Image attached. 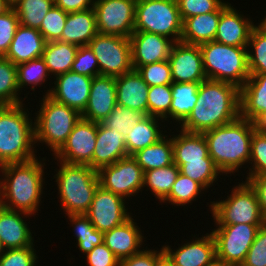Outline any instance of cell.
<instances>
[{"label":"cell","instance_id":"obj_1","mask_svg":"<svg viewBox=\"0 0 266 266\" xmlns=\"http://www.w3.org/2000/svg\"><path fill=\"white\" fill-rule=\"evenodd\" d=\"M240 116V89L230 83L206 79L187 119L179 126L192 133H204Z\"/></svg>","mask_w":266,"mask_h":266},{"label":"cell","instance_id":"obj_2","mask_svg":"<svg viewBox=\"0 0 266 266\" xmlns=\"http://www.w3.org/2000/svg\"><path fill=\"white\" fill-rule=\"evenodd\" d=\"M38 157L0 167V205L35 216L44 189L45 159ZM43 162H42V161ZM3 176V178H2ZM44 182V183H43Z\"/></svg>","mask_w":266,"mask_h":266},{"label":"cell","instance_id":"obj_3","mask_svg":"<svg viewBox=\"0 0 266 266\" xmlns=\"http://www.w3.org/2000/svg\"><path fill=\"white\" fill-rule=\"evenodd\" d=\"M260 125L239 116L234 121L203 133L209 156L222 174H234L249 163L251 138Z\"/></svg>","mask_w":266,"mask_h":266},{"label":"cell","instance_id":"obj_4","mask_svg":"<svg viewBox=\"0 0 266 266\" xmlns=\"http://www.w3.org/2000/svg\"><path fill=\"white\" fill-rule=\"evenodd\" d=\"M24 105H0V167L37 157L34 122Z\"/></svg>","mask_w":266,"mask_h":266},{"label":"cell","instance_id":"obj_5","mask_svg":"<svg viewBox=\"0 0 266 266\" xmlns=\"http://www.w3.org/2000/svg\"><path fill=\"white\" fill-rule=\"evenodd\" d=\"M57 162L54 178L64 214H86L100 185L98 171L85 164Z\"/></svg>","mask_w":266,"mask_h":266},{"label":"cell","instance_id":"obj_6","mask_svg":"<svg viewBox=\"0 0 266 266\" xmlns=\"http://www.w3.org/2000/svg\"><path fill=\"white\" fill-rule=\"evenodd\" d=\"M207 79L227 82L239 89L250 77L247 47L225 45L215 40L200 44Z\"/></svg>","mask_w":266,"mask_h":266},{"label":"cell","instance_id":"obj_7","mask_svg":"<svg viewBox=\"0 0 266 266\" xmlns=\"http://www.w3.org/2000/svg\"><path fill=\"white\" fill-rule=\"evenodd\" d=\"M41 99L40 109L34 118L35 143H44L54 155L66 142L82 115L76 109L60 104L48 95H43Z\"/></svg>","mask_w":266,"mask_h":266},{"label":"cell","instance_id":"obj_8","mask_svg":"<svg viewBox=\"0 0 266 266\" xmlns=\"http://www.w3.org/2000/svg\"><path fill=\"white\" fill-rule=\"evenodd\" d=\"M215 225L264 224V216L254 188L245 180L232 188L224 200L210 201Z\"/></svg>","mask_w":266,"mask_h":266},{"label":"cell","instance_id":"obj_9","mask_svg":"<svg viewBox=\"0 0 266 266\" xmlns=\"http://www.w3.org/2000/svg\"><path fill=\"white\" fill-rule=\"evenodd\" d=\"M134 31L160 34L180 42L183 21L176 0H146L136 3Z\"/></svg>","mask_w":266,"mask_h":266},{"label":"cell","instance_id":"obj_10","mask_svg":"<svg viewBox=\"0 0 266 266\" xmlns=\"http://www.w3.org/2000/svg\"><path fill=\"white\" fill-rule=\"evenodd\" d=\"M262 225H216V229L210 231L215 241L216 257L226 266H240Z\"/></svg>","mask_w":266,"mask_h":266},{"label":"cell","instance_id":"obj_11","mask_svg":"<svg viewBox=\"0 0 266 266\" xmlns=\"http://www.w3.org/2000/svg\"><path fill=\"white\" fill-rule=\"evenodd\" d=\"M88 46L97 58L100 75L117 77L133 70L130 38L97 33Z\"/></svg>","mask_w":266,"mask_h":266},{"label":"cell","instance_id":"obj_12","mask_svg":"<svg viewBox=\"0 0 266 266\" xmlns=\"http://www.w3.org/2000/svg\"><path fill=\"white\" fill-rule=\"evenodd\" d=\"M136 3L135 0H94L98 33L129 38L134 32Z\"/></svg>","mask_w":266,"mask_h":266},{"label":"cell","instance_id":"obj_13","mask_svg":"<svg viewBox=\"0 0 266 266\" xmlns=\"http://www.w3.org/2000/svg\"><path fill=\"white\" fill-rule=\"evenodd\" d=\"M100 185L125 199L142 192L144 171L132 156H126L98 171Z\"/></svg>","mask_w":266,"mask_h":266},{"label":"cell","instance_id":"obj_14","mask_svg":"<svg viewBox=\"0 0 266 266\" xmlns=\"http://www.w3.org/2000/svg\"><path fill=\"white\" fill-rule=\"evenodd\" d=\"M127 211L125 198L99 185L85 215L98 231L105 233L128 220L132 213Z\"/></svg>","mask_w":266,"mask_h":266},{"label":"cell","instance_id":"obj_15","mask_svg":"<svg viewBox=\"0 0 266 266\" xmlns=\"http://www.w3.org/2000/svg\"><path fill=\"white\" fill-rule=\"evenodd\" d=\"M97 137V122L80 119L63 146L53 155L57 161L85 164L92 168V156Z\"/></svg>","mask_w":266,"mask_h":266},{"label":"cell","instance_id":"obj_16","mask_svg":"<svg viewBox=\"0 0 266 266\" xmlns=\"http://www.w3.org/2000/svg\"><path fill=\"white\" fill-rule=\"evenodd\" d=\"M92 79V77L68 71L54 78V88L48 89L44 96L48 95L54 101L82 113L88 103Z\"/></svg>","mask_w":266,"mask_h":266},{"label":"cell","instance_id":"obj_17","mask_svg":"<svg viewBox=\"0 0 266 266\" xmlns=\"http://www.w3.org/2000/svg\"><path fill=\"white\" fill-rule=\"evenodd\" d=\"M168 61L173 82L201 83L207 79L199 45L175 42Z\"/></svg>","mask_w":266,"mask_h":266},{"label":"cell","instance_id":"obj_18","mask_svg":"<svg viewBox=\"0 0 266 266\" xmlns=\"http://www.w3.org/2000/svg\"><path fill=\"white\" fill-rule=\"evenodd\" d=\"M129 38L134 70L143 65L168 60L175 43L166 36L145 31H134Z\"/></svg>","mask_w":266,"mask_h":266},{"label":"cell","instance_id":"obj_19","mask_svg":"<svg viewBox=\"0 0 266 266\" xmlns=\"http://www.w3.org/2000/svg\"><path fill=\"white\" fill-rule=\"evenodd\" d=\"M178 246L173 250L171 246H162L165 259L171 266H205L216 258L215 241L211 233ZM175 251V252H174Z\"/></svg>","mask_w":266,"mask_h":266},{"label":"cell","instance_id":"obj_20","mask_svg":"<svg viewBox=\"0 0 266 266\" xmlns=\"http://www.w3.org/2000/svg\"><path fill=\"white\" fill-rule=\"evenodd\" d=\"M117 105L116 81L112 76H96L92 79L90 96L82 119L102 122Z\"/></svg>","mask_w":266,"mask_h":266},{"label":"cell","instance_id":"obj_21","mask_svg":"<svg viewBox=\"0 0 266 266\" xmlns=\"http://www.w3.org/2000/svg\"><path fill=\"white\" fill-rule=\"evenodd\" d=\"M240 116L266 125V74H250L240 88Z\"/></svg>","mask_w":266,"mask_h":266},{"label":"cell","instance_id":"obj_22","mask_svg":"<svg viewBox=\"0 0 266 266\" xmlns=\"http://www.w3.org/2000/svg\"><path fill=\"white\" fill-rule=\"evenodd\" d=\"M253 21L229 4L220 14L215 41L230 46L247 47Z\"/></svg>","mask_w":266,"mask_h":266},{"label":"cell","instance_id":"obj_23","mask_svg":"<svg viewBox=\"0 0 266 266\" xmlns=\"http://www.w3.org/2000/svg\"><path fill=\"white\" fill-rule=\"evenodd\" d=\"M131 216L123 224L103 233V243L121 261L138 252L143 246L145 239L142 230Z\"/></svg>","mask_w":266,"mask_h":266},{"label":"cell","instance_id":"obj_24","mask_svg":"<svg viewBox=\"0 0 266 266\" xmlns=\"http://www.w3.org/2000/svg\"><path fill=\"white\" fill-rule=\"evenodd\" d=\"M28 215L32 216L0 205V240L6 250L30 247L35 244L32 230L24 220L25 217L29 218Z\"/></svg>","mask_w":266,"mask_h":266},{"label":"cell","instance_id":"obj_25","mask_svg":"<svg viewBox=\"0 0 266 266\" xmlns=\"http://www.w3.org/2000/svg\"><path fill=\"white\" fill-rule=\"evenodd\" d=\"M125 136L115 130L97 123V137L92 156V169L99 171L102 167L112 165L128 156Z\"/></svg>","mask_w":266,"mask_h":266},{"label":"cell","instance_id":"obj_26","mask_svg":"<svg viewBox=\"0 0 266 266\" xmlns=\"http://www.w3.org/2000/svg\"><path fill=\"white\" fill-rule=\"evenodd\" d=\"M117 104L148 115L149 86L137 70L115 77Z\"/></svg>","mask_w":266,"mask_h":266},{"label":"cell","instance_id":"obj_27","mask_svg":"<svg viewBox=\"0 0 266 266\" xmlns=\"http://www.w3.org/2000/svg\"><path fill=\"white\" fill-rule=\"evenodd\" d=\"M45 43L38 29L19 25L4 57L15 65L40 58L43 55Z\"/></svg>","mask_w":266,"mask_h":266},{"label":"cell","instance_id":"obj_28","mask_svg":"<svg viewBox=\"0 0 266 266\" xmlns=\"http://www.w3.org/2000/svg\"><path fill=\"white\" fill-rule=\"evenodd\" d=\"M225 2L217 11L186 18L180 42L200 45L214 40L221 12L229 5Z\"/></svg>","mask_w":266,"mask_h":266},{"label":"cell","instance_id":"obj_29","mask_svg":"<svg viewBox=\"0 0 266 266\" xmlns=\"http://www.w3.org/2000/svg\"><path fill=\"white\" fill-rule=\"evenodd\" d=\"M98 33L94 8L67 14L61 35V42L76 46H88L91 39Z\"/></svg>","mask_w":266,"mask_h":266},{"label":"cell","instance_id":"obj_30","mask_svg":"<svg viewBox=\"0 0 266 266\" xmlns=\"http://www.w3.org/2000/svg\"><path fill=\"white\" fill-rule=\"evenodd\" d=\"M178 131L180 133L172 137L174 164L180 167L185 161H202L209 155L203 133H192L182 129Z\"/></svg>","mask_w":266,"mask_h":266},{"label":"cell","instance_id":"obj_31","mask_svg":"<svg viewBox=\"0 0 266 266\" xmlns=\"http://www.w3.org/2000/svg\"><path fill=\"white\" fill-rule=\"evenodd\" d=\"M160 123H159V122ZM165 122L162 118L148 115L142 121L134 125L133 128H127L126 148L128 156H132L134 153L138 152L156 143L165 134L159 127ZM160 125V126H159Z\"/></svg>","mask_w":266,"mask_h":266},{"label":"cell","instance_id":"obj_32","mask_svg":"<svg viewBox=\"0 0 266 266\" xmlns=\"http://www.w3.org/2000/svg\"><path fill=\"white\" fill-rule=\"evenodd\" d=\"M132 157L144 172L169 166L174 163L172 137L164 135L156 143L134 153Z\"/></svg>","mask_w":266,"mask_h":266},{"label":"cell","instance_id":"obj_33","mask_svg":"<svg viewBox=\"0 0 266 266\" xmlns=\"http://www.w3.org/2000/svg\"><path fill=\"white\" fill-rule=\"evenodd\" d=\"M79 46L67 42H46L42 58L49 74L55 78L71 70Z\"/></svg>","mask_w":266,"mask_h":266},{"label":"cell","instance_id":"obj_34","mask_svg":"<svg viewBox=\"0 0 266 266\" xmlns=\"http://www.w3.org/2000/svg\"><path fill=\"white\" fill-rule=\"evenodd\" d=\"M200 83L195 82H173L172 102L170 107V119L181 125L191 113L198 98Z\"/></svg>","mask_w":266,"mask_h":266},{"label":"cell","instance_id":"obj_35","mask_svg":"<svg viewBox=\"0 0 266 266\" xmlns=\"http://www.w3.org/2000/svg\"><path fill=\"white\" fill-rule=\"evenodd\" d=\"M179 167L171 164L166 167L144 172V187H148L160 203L170 194L172 185L179 175Z\"/></svg>","mask_w":266,"mask_h":266},{"label":"cell","instance_id":"obj_36","mask_svg":"<svg viewBox=\"0 0 266 266\" xmlns=\"http://www.w3.org/2000/svg\"><path fill=\"white\" fill-rule=\"evenodd\" d=\"M54 5V0L12 1V7L17 13L20 25L38 30L43 18Z\"/></svg>","mask_w":266,"mask_h":266},{"label":"cell","instance_id":"obj_37","mask_svg":"<svg viewBox=\"0 0 266 266\" xmlns=\"http://www.w3.org/2000/svg\"><path fill=\"white\" fill-rule=\"evenodd\" d=\"M17 84V67L9 59L0 56V105H17L24 101L20 99Z\"/></svg>","mask_w":266,"mask_h":266},{"label":"cell","instance_id":"obj_38","mask_svg":"<svg viewBox=\"0 0 266 266\" xmlns=\"http://www.w3.org/2000/svg\"><path fill=\"white\" fill-rule=\"evenodd\" d=\"M179 170L183 175L198 182L205 190L212 187L222 174L209 155L202 161H185Z\"/></svg>","mask_w":266,"mask_h":266},{"label":"cell","instance_id":"obj_39","mask_svg":"<svg viewBox=\"0 0 266 266\" xmlns=\"http://www.w3.org/2000/svg\"><path fill=\"white\" fill-rule=\"evenodd\" d=\"M16 67L19 91L29 85L34 92L36 86H42L51 76L42 57L20 63Z\"/></svg>","mask_w":266,"mask_h":266},{"label":"cell","instance_id":"obj_40","mask_svg":"<svg viewBox=\"0 0 266 266\" xmlns=\"http://www.w3.org/2000/svg\"><path fill=\"white\" fill-rule=\"evenodd\" d=\"M205 189L196 181L179 172L176 181L172 185L170 194L161 203H171L173 206H185L196 201L197 196Z\"/></svg>","mask_w":266,"mask_h":266},{"label":"cell","instance_id":"obj_41","mask_svg":"<svg viewBox=\"0 0 266 266\" xmlns=\"http://www.w3.org/2000/svg\"><path fill=\"white\" fill-rule=\"evenodd\" d=\"M148 115L141 110H132L127 107L116 105L107 118L101 123L111 130L126 136L127 128H133L138 122L142 121Z\"/></svg>","mask_w":266,"mask_h":266},{"label":"cell","instance_id":"obj_42","mask_svg":"<svg viewBox=\"0 0 266 266\" xmlns=\"http://www.w3.org/2000/svg\"><path fill=\"white\" fill-rule=\"evenodd\" d=\"M247 57L250 74H266V35L256 27L252 29L250 34Z\"/></svg>","mask_w":266,"mask_h":266},{"label":"cell","instance_id":"obj_43","mask_svg":"<svg viewBox=\"0 0 266 266\" xmlns=\"http://www.w3.org/2000/svg\"><path fill=\"white\" fill-rule=\"evenodd\" d=\"M246 181L252 176L266 175V126L260 125L251 138V154Z\"/></svg>","mask_w":266,"mask_h":266},{"label":"cell","instance_id":"obj_44","mask_svg":"<svg viewBox=\"0 0 266 266\" xmlns=\"http://www.w3.org/2000/svg\"><path fill=\"white\" fill-rule=\"evenodd\" d=\"M172 88L168 85H155L148 91V115L156 116L167 121L170 118Z\"/></svg>","mask_w":266,"mask_h":266},{"label":"cell","instance_id":"obj_45","mask_svg":"<svg viewBox=\"0 0 266 266\" xmlns=\"http://www.w3.org/2000/svg\"><path fill=\"white\" fill-rule=\"evenodd\" d=\"M67 14L55 5L48 11L39 28L46 42L59 41L61 39Z\"/></svg>","mask_w":266,"mask_h":266},{"label":"cell","instance_id":"obj_46","mask_svg":"<svg viewBox=\"0 0 266 266\" xmlns=\"http://www.w3.org/2000/svg\"><path fill=\"white\" fill-rule=\"evenodd\" d=\"M137 71L149 87L173 83L168 60L140 66Z\"/></svg>","mask_w":266,"mask_h":266},{"label":"cell","instance_id":"obj_47","mask_svg":"<svg viewBox=\"0 0 266 266\" xmlns=\"http://www.w3.org/2000/svg\"><path fill=\"white\" fill-rule=\"evenodd\" d=\"M70 71L92 78L100 76L97 58L89 46H79Z\"/></svg>","mask_w":266,"mask_h":266},{"label":"cell","instance_id":"obj_48","mask_svg":"<svg viewBox=\"0 0 266 266\" xmlns=\"http://www.w3.org/2000/svg\"><path fill=\"white\" fill-rule=\"evenodd\" d=\"M182 21L200 14L217 11L223 0H176Z\"/></svg>","mask_w":266,"mask_h":266},{"label":"cell","instance_id":"obj_49","mask_svg":"<svg viewBox=\"0 0 266 266\" xmlns=\"http://www.w3.org/2000/svg\"><path fill=\"white\" fill-rule=\"evenodd\" d=\"M20 22L13 7L0 15V56H5Z\"/></svg>","mask_w":266,"mask_h":266},{"label":"cell","instance_id":"obj_50","mask_svg":"<svg viewBox=\"0 0 266 266\" xmlns=\"http://www.w3.org/2000/svg\"><path fill=\"white\" fill-rule=\"evenodd\" d=\"M34 246L5 250L0 257V266H36L38 257Z\"/></svg>","mask_w":266,"mask_h":266},{"label":"cell","instance_id":"obj_51","mask_svg":"<svg viewBox=\"0 0 266 266\" xmlns=\"http://www.w3.org/2000/svg\"><path fill=\"white\" fill-rule=\"evenodd\" d=\"M240 266H266V225H262Z\"/></svg>","mask_w":266,"mask_h":266},{"label":"cell","instance_id":"obj_52","mask_svg":"<svg viewBox=\"0 0 266 266\" xmlns=\"http://www.w3.org/2000/svg\"><path fill=\"white\" fill-rule=\"evenodd\" d=\"M145 249L143 247L140 252L121 260L120 266H157L165 258L163 247L160 251Z\"/></svg>","mask_w":266,"mask_h":266},{"label":"cell","instance_id":"obj_53","mask_svg":"<svg viewBox=\"0 0 266 266\" xmlns=\"http://www.w3.org/2000/svg\"><path fill=\"white\" fill-rule=\"evenodd\" d=\"M85 259L88 266H120V261L104 243L95 246Z\"/></svg>","mask_w":266,"mask_h":266},{"label":"cell","instance_id":"obj_54","mask_svg":"<svg viewBox=\"0 0 266 266\" xmlns=\"http://www.w3.org/2000/svg\"><path fill=\"white\" fill-rule=\"evenodd\" d=\"M67 217L71 226H73L72 230H74V237H76L77 240L80 236L91 235L96 229L85 214L68 215Z\"/></svg>","mask_w":266,"mask_h":266},{"label":"cell","instance_id":"obj_55","mask_svg":"<svg viewBox=\"0 0 266 266\" xmlns=\"http://www.w3.org/2000/svg\"><path fill=\"white\" fill-rule=\"evenodd\" d=\"M247 181L254 188L258 197L260 210L263 216L265 217L266 216V175L252 176Z\"/></svg>","mask_w":266,"mask_h":266},{"label":"cell","instance_id":"obj_56","mask_svg":"<svg viewBox=\"0 0 266 266\" xmlns=\"http://www.w3.org/2000/svg\"><path fill=\"white\" fill-rule=\"evenodd\" d=\"M55 6L66 13L78 12L93 8L94 0H54Z\"/></svg>","mask_w":266,"mask_h":266},{"label":"cell","instance_id":"obj_57","mask_svg":"<svg viewBox=\"0 0 266 266\" xmlns=\"http://www.w3.org/2000/svg\"><path fill=\"white\" fill-rule=\"evenodd\" d=\"M103 243V233L95 229L91 235L80 236L77 247L84 254L89 253L95 246Z\"/></svg>","mask_w":266,"mask_h":266},{"label":"cell","instance_id":"obj_58","mask_svg":"<svg viewBox=\"0 0 266 266\" xmlns=\"http://www.w3.org/2000/svg\"><path fill=\"white\" fill-rule=\"evenodd\" d=\"M12 7L11 0H0V15L7 12Z\"/></svg>","mask_w":266,"mask_h":266},{"label":"cell","instance_id":"obj_59","mask_svg":"<svg viewBox=\"0 0 266 266\" xmlns=\"http://www.w3.org/2000/svg\"><path fill=\"white\" fill-rule=\"evenodd\" d=\"M258 25H255V27L262 32L264 35H266V17H264V19H262V21L260 20V23H256Z\"/></svg>","mask_w":266,"mask_h":266},{"label":"cell","instance_id":"obj_60","mask_svg":"<svg viewBox=\"0 0 266 266\" xmlns=\"http://www.w3.org/2000/svg\"><path fill=\"white\" fill-rule=\"evenodd\" d=\"M205 266H226L221 260H219L217 257L212 260L210 263H208Z\"/></svg>","mask_w":266,"mask_h":266},{"label":"cell","instance_id":"obj_61","mask_svg":"<svg viewBox=\"0 0 266 266\" xmlns=\"http://www.w3.org/2000/svg\"><path fill=\"white\" fill-rule=\"evenodd\" d=\"M157 266H171V264L164 258Z\"/></svg>","mask_w":266,"mask_h":266},{"label":"cell","instance_id":"obj_62","mask_svg":"<svg viewBox=\"0 0 266 266\" xmlns=\"http://www.w3.org/2000/svg\"><path fill=\"white\" fill-rule=\"evenodd\" d=\"M5 250L6 249H5L2 241L0 240V257L4 254Z\"/></svg>","mask_w":266,"mask_h":266},{"label":"cell","instance_id":"obj_63","mask_svg":"<svg viewBox=\"0 0 266 266\" xmlns=\"http://www.w3.org/2000/svg\"><path fill=\"white\" fill-rule=\"evenodd\" d=\"M136 2H142V1H146V0H135Z\"/></svg>","mask_w":266,"mask_h":266},{"label":"cell","instance_id":"obj_64","mask_svg":"<svg viewBox=\"0 0 266 266\" xmlns=\"http://www.w3.org/2000/svg\"><path fill=\"white\" fill-rule=\"evenodd\" d=\"M264 224L266 225V216L264 217Z\"/></svg>","mask_w":266,"mask_h":266}]
</instances>
